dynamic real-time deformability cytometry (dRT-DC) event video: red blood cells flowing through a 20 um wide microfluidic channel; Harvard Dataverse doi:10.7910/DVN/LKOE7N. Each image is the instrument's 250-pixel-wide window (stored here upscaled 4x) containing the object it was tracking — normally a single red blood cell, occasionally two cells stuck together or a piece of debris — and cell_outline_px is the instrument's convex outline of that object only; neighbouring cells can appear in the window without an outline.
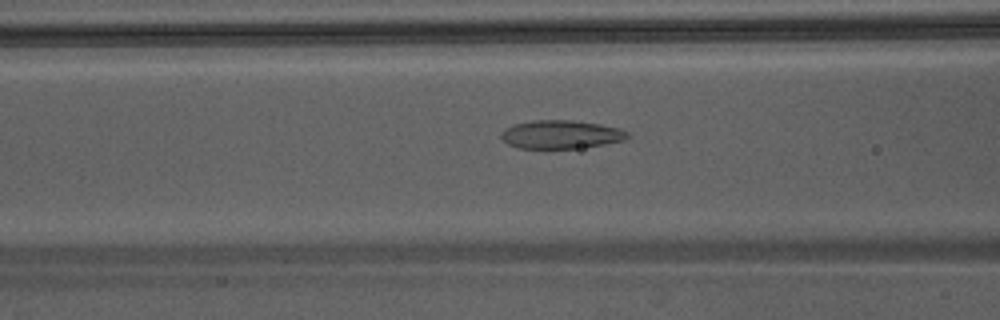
{"species": "Egyptian fruit bat (a non-hibernating species)", "species_latin": "Rousettus aegyptiacus", "temperature_condition": "warm", "stored_images_in_passage": 15, "camera_frame_rate_fps": 3000, "um_per_image_px": 0.085, "animal": {"sex": "male"}, "frame": {"image": 1, "passage_image": 11, "time_ms": 3.333, "image_size_px": [1000, 320], "cell_outline_px": [[632, 136], [624, 140], [604, 144], [580, 148], [516, 148], [508, 144], [500, 136], [504, 128], [516, 124], [532, 120], [572, 120], [600, 124], [620, 128], [628, 132]], "centroid_in_image_um": [47.7, 11.43], "position_along_channel_um": 118.9, "area_um2": 20.98}}